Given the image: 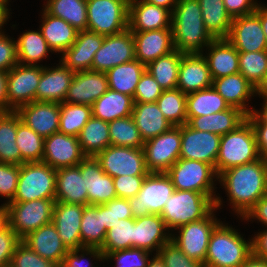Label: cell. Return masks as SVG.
I'll return each mask as SVG.
<instances>
[{
  "mask_svg": "<svg viewBox=\"0 0 267 267\" xmlns=\"http://www.w3.org/2000/svg\"><path fill=\"white\" fill-rule=\"evenodd\" d=\"M215 179H219L234 212L242 218L261 197L267 195V164L262 156L253 162L226 169Z\"/></svg>",
  "mask_w": 267,
  "mask_h": 267,
  "instance_id": "6da1fadb",
  "label": "cell"
},
{
  "mask_svg": "<svg viewBox=\"0 0 267 267\" xmlns=\"http://www.w3.org/2000/svg\"><path fill=\"white\" fill-rule=\"evenodd\" d=\"M175 50L184 54L202 53L215 38L203 23L198 0H178L172 11Z\"/></svg>",
  "mask_w": 267,
  "mask_h": 267,
  "instance_id": "7a4b0ae2",
  "label": "cell"
},
{
  "mask_svg": "<svg viewBox=\"0 0 267 267\" xmlns=\"http://www.w3.org/2000/svg\"><path fill=\"white\" fill-rule=\"evenodd\" d=\"M252 254V240L246 242L237 230L220 222L212 231L204 267H240Z\"/></svg>",
  "mask_w": 267,
  "mask_h": 267,
  "instance_id": "3957f363",
  "label": "cell"
},
{
  "mask_svg": "<svg viewBox=\"0 0 267 267\" xmlns=\"http://www.w3.org/2000/svg\"><path fill=\"white\" fill-rule=\"evenodd\" d=\"M216 198L196 191L174 190L160 216L169 230H176L205 218L215 208Z\"/></svg>",
  "mask_w": 267,
  "mask_h": 267,
  "instance_id": "277c9868",
  "label": "cell"
},
{
  "mask_svg": "<svg viewBox=\"0 0 267 267\" xmlns=\"http://www.w3.org/2000/svg\"><path fill=\"white\" fill-rule=\"evenodd\" d=\"M260 157L253 126L246 120L236 130L221 136L214 169L219 175L226 169L253 162Z\"/></svg>",
  "mask_w": 267,
  "mask_h": 267,
  "instance_id": "5b68a950",
  "label": "cell"
},
{
  "mask_svg": "<svg viewBox=\"0 0 267 267\" xmlns=\"http://www.w3.org/2000/svg\"><path fill=\"white\" fill-rule=\"evenodd\" d=\"M171 179L175 190H189L203 193L206 196H216L215 208L222 205L221 198L214 195V177L218 175L211 164L189 160L178 159L166 172Z\"/></svg>",
  "mask_w": 267,
  "mask_h": 267,
  "instance_id": "8992f818",
  "label": "cell"
},
{
  "mask_svg": "<svg viewBox=\"0 0 267 267\" xmlns=\"http://www.w3.org/2000/svg\"><path fill=\"white\" fill-rule=\"evenodd\" d=\"M56 170L44 162L20 165L17 190L11 202L37 199L55 200Z\"/></svg>",
  "mask_w": 267,
  "mask_h": 267,
  "instance_id": "52a82bcc",
  "label": "cell"
},
{
  "mask_svg": "<svg viewBox=\"0 0 267 267\" xmlns=\"http://www.w3.org/2000/svg\"><path fill=\"white\" fill-rule=\"evenodd\" d=\"M55 200L37 199L5 205L6 223L22 240L29 233L52 222Z\"/></svg>",
  "mask_w": 267,
  "mask_h": 267,
  "instance_id": "ba28073f",
  "label": "cell"
},
{
  "mask_svg": "<svg viewBox=\"0 0 267 267\" xmlns=\"http://www.w3.org/2000/svg\"><path fill=\"white\" fill-rule=\"evenodd\" d=\"M130 0H87V30L110 36L128 29Z\"/></svg>",
  "mask_w": 267,
  "mask_h": 267,
  "instance_id": "9c48e42d",
  "label": "cell"
},
{
  "mask_svg": "<svg viewBox=\"0 0 267 267\" xmlns=\"http://www.w3.org/2000/svg\"><path fill=\"white\" fill-rule=\"evenodd\" d=\"M174 190L166 172H149L137 195L128 199L133 218L150 214L161 215L166 201Z\"/></svg>",
  "mask_w": 267,
  "mask_h": 267,
  "instance_id": "30bf717a",
  "label": "cell"
},
{
  "mask_svg": "<svg viewBox=\"0 0 267 267\" xmlns=\"http://www.w3.org/2000/svg\"><path fill=\"white\" fill-rule=\"evenodd\" d=\"M95 158L101 169L113 178L122 175L146 176L149 173L143 148L109 145Z\"/></svg>",
  "mask_w": 267,
  "mask_h": 267,
  "instance_id": "8fae6325",
  "label": "cell"
},
{
  "mask_svg": "<svg viewBox=\"0 0 267 267\" xmlns=\"http://www.w3.org/2000/svg\"><path fill=\"white\" fill-rule=\"evenodd\" d=\"M214 210L217 209L214 208L205 218L177 228L179 235L171 237L185 255L201 264L205 262L211 233L220 223L214 218Z\"/></svg>",
  "mask_w": 267,
  "mask_h": 267,
  "instance_id": "7c38bea8",
  "label": "cell"
},
{
  "mask_svg": "<svg viewBox=\"0 0 267 267\" xmlns=\"http://www.w3.org/2000/svg\"><path fill=\"white\" fill-rule=\"evenodd\" d=\"M145 164L149 172H167L180 158L181 126H173L144 142Z\"/></svg>",
  "mask_w": 267,
  "mask_h": 267,
  "instance_id": "4fadbf2b",
  "label": "cell"
},
{
  "mask_svg": "<svg viewBox=\"0 0 267 267\" xmlns=\"http://www.w3.org/2000/svg\"><path fill=\"white\" fill-rule=\"evenodd\" d=\"M42 73L40 65L17 64L7 72V111L35 101Z\"/></svg>",
  "mask_w": 267,
  "mask_h": 267,
  "instance_id": "5bb4252c",
  "label": "cell"
},
{
  "mask_svg": "<svg viewBox=\"0 0 267 267\" xmlns=\"http://www.w3.org/2000/svg\"><path fill=\"white\" fill-rule=\"evenodd\" d=\"M134 59L135 41L132 32L127 29L120 34L104 36V42L93 58L92 70L107 72Z\"/></svg>",
  "mask_w": 267,
  "mask_h": 267,
  "instance_id": "9a60e30c",
  "label": "cell"
},
{
  "mask_svg": "<svg viewBox=\"0 0 267 267\" xmlns=\"http://www.w3.org/2000/svg\"><path fill=\"white\" fill-rule=\"evenodd\" d=\"M221 136L208 131H198L187 124L181 125L180 159L196 160L215 168Z\"/></svg>",
  "mask_w": 267,
  "mask_h": 267,
  "instance_id": "2e32d148",
  "label": "cell"
},
{
  "mask_svg": "<svg viewBox=\"0 0 267 267\" xmlns=\"http://www.w3.org/2000/svg\"><path fill=\"white\" fill-rule=\"evenodd\" d=\"M226 39L238 52L267 50V41L259 18V6L251 14L233 18Z\"/></svg>",
  "mask_w": 267,
  "mask_h": 267,
  "instance_id": "e0dca14e",
  "label": "cell"
},
{
  "mask_svg": "<svg viewBox=\"0 0 267 267\" xmlns=\"http://www.w3.org/2000/svg\"><path fill=\"white\" fill-rule=\"evenodd\" d=\"M85 157L76 136L57 132L44 138L42 162L55 170L77 166Z\"/></svg>",
  "mask_w": 267,
  "mask_h": 267,
  "instance_id": "ac0fdd59",
  "label": "cell"
},
{
  "mask_svg": "<svg viewBox=\"0 0 267 267\" xmlns=\"http://www.w3.org/2000/svg\"><path fill=\"white\" fill-rule=\"evenodd\" d=\"M78 166L87 188L88 205H102L117 197L113 177L101 169L95 157H85Z\"/></svg>",
  "mask_w": 267,
  "mask_h": 267,
  "instance_id": "d6986e66",
  "label": "cell"
},
{
  "mask_svg": "<svg viewBox=\"0 0 267 267\" xmlns=\"http://www.w3.org/2000/svg\"><path fill=\"white\" fill-rule=\"evenodd\" d=\"M16 112L21 122L43 138L59 131L60 103L33 101Z\"/></svg>",
  "mask_w": 267,
  "mask_h": 267,
  "instance_id": "ffe728a7",
  "label": "cell"
},
{
  "mask_svg": "<svg viewBox=\"0 0 267 267\" xmlns=\"http://www.w3.org/2000/svg\"><path fill=\"white\" fill-rule=\"evenodd\" d=\"M172 28V12L143 0H130L128 29L131 32Z\"/></svg>",
  "mask_w": 267,
  "mask_h": 267,
  "instance_id": "44dd1931",
  "label": "cell"
},
{
  "mask_svg": "<svg viewBox=\"0 0 267 267\" xmlns=\"http://www.w3.org/2000/svg\"><path fill=\"white\" fill-rule=\"evenodd\" d=\"M108 89L106 72L93 70L76 72L72 77L64 102L91 106Z\"/></svg>",
  "mask_w": 267,
  "mask_h": 267,
  "instance_id": "7402d4cb",
  "label": "cell"
},
{
  "mask_svg": "<svg viewBox=\"0 0 267 267\" xmlns=\"http://www.w3.org/2000/svg\"><path fill=\"white\" fill-rule=\"evenodd\" d=\"M213 79L203 53L183 54L180 62L177 89L185 94L212 87Z\"/></svg>",
  "mask_w": 267,
  "mask_h": 267,
  "instance_id": "603a6c76",
  "label": "cell"
},
{
  "mask_svg": "<svg viewBox=\"0 0 267 267\" xmlns=\"http://www.w3.org/2000/svg\"><path fill=\"white\" fill-rule=\"evenodd\" d=\"M103 42V35L89 30L78 31L75 42L62 53L60 61L74 73L92 70L93 58Z\"/></svg>",
  "mask_w": 267,
  "mask_h": 267,
  "instance_id": "cb8c5ba5",
  "label": "cell"
},
{
  "mask_svg": "<svg viewBox=\"0 0 267 267\" xmlns=\"http://www.w3.org/2000/svg\"><path fill=\"white\" fill-rule=\"evenodd\" d=\"M169 231L160 215L150 214L134 218L133 248L144 249L156 254L162 246L171 240ZM156 249V250H155Z\"/></svg>",
  "mask_w": 267,
  "mask_h": 267,
  "instance_id": "d4e9b609",
  "label": "cell"
},
{
  "mask_svg": "<svg viewBox=\"0 0 267 267\" xmlns=\"http://www.w3.org/2000/svg\"><path fill=\"white\" fill-rule=\"evenodd\" d=\"M132 34L135 41V59L144 65L175 50L172 28Z\"/></svg>",
  "mask_w": 267,
  "mask_h": 267,
  "instance_id": "484cf974",
  "label": "cell"
},
{
  "mask_svg": "<svg viewBox=\"0 0 267 267\" xmlns=\"http://www.w3.org/2000/svg\"><path fill=\"white\" fill-rule=\"evenodd\" d=\"M84 206L55 201L52 223L68 250L82 248L80 224Z\"/></svg>",
  "mask_w": 267,
  "mask_h": 267,
  "instance_id": "4316f807",
  "label": "cell"
},
{
  "mask_svg": "<svg viewBox=\"0 0 267 267\" xmlns=\"http://www.w3.org/2000/svg\"><path fill=\"white\" fill-rule=\"evenodd\" d=\"M56 68L42 66L35 101L63 103L74 76V72L61 61Z\"/></svg>",
  "mask_w": 267,
  "mask_h": 267,
  "instance_id": "83f0119b",
  "label": "cell"
},
{
  "mask_svg": "<svg viewBox=\"0 0 267 267\" xmlns=\"http://www.w3.org/2000/svg\"><path fill=\"white\" fill-rule=\"evenodd\" d=\"M21 241L41 257L55 261L60 266L69 251L52 222L29 233Z\"/></svg>",
  "mask_w": 267,
  "mask_h": 267,
  "instance_id": "f1b7e54d",
  "label": "cell"
},
{
  "mask_svg": "<svg viewBox=\"0 0 267 267\" xmlns=\"http://www.w3.org/2000/svg\"><path fill=\"white\" fill-rule=\"evenodd\" d=\"M212 86L224 98L229 107L238 108L247 116L255 110V108L248 109V104H246L255 94V87L240 72L213 79Z\"/></svg>",
  "mask_w": 267,
  "mask_h": 267,
  "instance_id": "f546056e",
  "label": "cell"
},
{
  "mask_svg": "<svg viewBox=\"0 0 267 267\" xmlns=\"http://www.w3.org/2000/svg\"><path fill=\"white\" fill-rule=\"evenodd\" d=\"M55 201L88 205L87 188L79 166L56 170Z\"/></svg>",
  "mask_w": 267,
  "mask_h": 267,
  "instance_id": "4dcf8cb0",
  "label": "cell"
},
{
  "mask_svg": "<svg viewBox=\"0 0 267 267\" xmlns=\"http://www.w3.org/2000/svg\"><path fill=\"white\" fill-rule=\"evenodd\" d=\"M207 49L210 52L203 56L212 79L239 73V52L226 38L214 39Z\"/></svg>",
  "mask_w": 267,
  "mask_h": 267,
  "instance_id": "1f68e13d",
  "label": "cell"
},
{
  "mask_svg": "<svg viewBox=\"0 0 267 267\" xmlns=\"http://www.w3.org/2000/svg\"><path fill=\"white\" fill-rule=\"evenodd\" d=\"M247 120V115L238 108L229 107L214 114L187 117V125L198 131H208L220 136L236 130Z\"/></svg>",
  "mask_w": 267,
  "mask_h": 267,
  "instance_id": "d6a6232c",
  "label": "cell"
},
{
  "mask_svg": "<svg viewBox=\"0 0 267 267\" xmlns=\"http://www.w3.org/2000/svg\"><path fill=\"white\" fill-rule=\"evenodd\" d=\"M131 116L144 142L173 127L164 117L156 102L134 103Z\"/></svg>",
  "mask_w": 267,
  "mask_h": 267,
  "instance_id": "836d02e7",
  "label": "cell"
},
{
  "mask_svg": "<svg viewBox=\"0 0 267 267\" xmlns=\"http://www.w3.org/2000/svg\"><path fill=\"white\" fill-rule=\"evenodd\" d=\"M41 32L53 52L63 53L75 42L78 31L61 18L52 16L45 9L42 14Z\"/></svg>",
  "mask_w": 267,
  "mask_h": 267,
  "instance_id": "e575fe53",
  "label": "cell"
},
{
  "mask_svg": "<svg viewBox=\"0 0 267 267\" xmlns=\"http://www.w3.org/2000/svg\"><path fill=\"white\" fill-rule=\"evenodd\" d=\"M133 98L129 95L108 89L92 105V115L105 122L132 115Z\"/></svg>",
  "mask_w": 267,
  "mask_h": 267,
  "instance_id": "d590c367",
  "label": "cell"
},
{
  "mask_svg": "<svg viewBox=\"0 0 267 267\" xmlns=\"http://www.w3.org/2000/svg\"><path fill=\"white\" fill-rule=\"evenodd\" d=\"M145 70L146 65L136 59L117 65L106 72L108 87L133 98L137 84Z\"/></svg>",
  "mask_w": 267,
  "mask_h": 267,
  "instance_id": "8d00e7d4",
  "label": "cell"
},
{
  "mask_svg": "<svg viewBox=\"0 0 267 267\" xmlns=\"http://www.w3.org/2000/svg\"><path fill=\"white\" fill-rule=\"evenodd\" d=\"M107 230L103 220L102 205H85L80 224L82 247H98L104 244Z\"/></svg>",
  "mask_w": 267,
  "mask_h": 267,
  "instance_id": "74e56055",
  "label": "cell"
},
{
  "mask_svg": "<svg viewBox=\"0 0 267 267\" xmlns=\"http://www.w3.org/2000/svg\"><path fill=\"white\" fill-rule=\"evenodd\" d=\"M17 112H0V163L21 165V152L16 144Z\"/></svg>",
  "mask_w": 267,
  "mask_h": 267,
  "instance_id": "f35d334b",
  "label": "cell"
},
{
  "mask_svg": "<svg viewBox=\"0 0 267 267\" xmlns=\"http://www.w3.org/2000/svg\"><path fill=\"white\" fill-rule=\"evenodd\" d=\"M78 140L86 157H95L111 145L108 122L92 116L82 128Z\"/></svg>",
  "mask_w": 267,
  "mask_h": 267,
  "instance_id": "ab89813d",
  "label": "cell"
},
{
  "mask_svg": "<svg viewBox=\"0 0 267 267\" xmlns=\"http://www.w3.org/2000/svg\"><path fill=\"white\" fill-rule=\"evenodd\" d=\"M201 7L203 23L215 38H227L232 18L227 13L223 0H198Z\"/></svg>",
  "mask_w": 267,
  "mask_h": 267,
  "instance_id": "60d3db41",
  "label": "cell"
},
{
  "mask_svg": "<svg viewBox=\"0 0 267 267\" xmlns=\"http://www.w3.org/2000/svg\"><path fill=\"white\" fill-rule=\"evenodd\" d=\"M44 9L77 31L87 30V0H47Z\"/></svg>",
  "mask_w": 267,
  "mask_h": 267,
  "instance_id": "b9f144b4",
  "label": "cell"
},
{
  "mask_svg": "<svg viewBox=\"0 0 267 267\" xmlns=\"http://www.w3.org/2000/svg\"><path fill=\"white\" fill-rule=\"evenodd\" d=\"M228 108L229 105L213 86L186 96L187 117L214 114Z\"/></svg>",
  "mask_w": 267,
  "mask_h": 267,
  "instance_id": "7bdbcfd3",
  "label": "cell"
},
{
  "mask_svg": "<svg viewBox=\"0 0 267 267\" xmlns=\"http://www.w3.org/2000/svg\"><path fill=\"white\" fill-rule=\"evenodd\" d=\"M183 54L178 50H174L148 63L146 71L154 77L164 90L177 89L179 67Z\"/></svg>",
  "mask_w": 267,
  "mask_h": 267,
  "instance_id": "ee69618b",
  "label": "cell"
},
{
  "mask_svg": "<svg viewBox=\"0 0 267 267\" xmlns=\"http://www.w3.org/2000/svg\"><path fill=\"white\" fill-rule=\"evenodd\" d=\"M16 42L19 64L37 65L38 61L47 58L48 52H52L41 30L23 32Z\"/></svg>",
  "mask_w": 267,
  "mask_h": 267,
  "instance_id": "f6af8a7d",
  "label": "cell"
},
{
  "mask_svg": "<svg viewBox=\"0 0 267 267\" xmlns=\"http://www.w3.org/2000/svg\"><path fill=\"white\" fill-rule=\"evenodd\" d=\"M92 116L90 105L68 102L60 103L58 132L78 137L82 128Z\"/></svg>",
  "mask_w": 267,
  "mask_h": 267,
  "instance_id": "bcb514c9",
  "label": "cell"
},
{
  "mask_svg": "<svg viewBox=\"0 0 267 267\" xmlns=\"http://www.w3.org/2000/svg\"><path fill=\"white\" fill-rule=\"evenodd\" d=\"M16 144L21 152V165L27 162H42L44 138L21 122L18 113Z\"/></svg>",
  "mask_w": 267,
  "mask_h": 267,
  "instance_id": "7dc6e473",
  "label": "cell"
},
{
  "mask_svg": "<svg viewBox=\"0 0 267 267\" xmlns=\"http://www.w3.org/2000/svg\"><path fill=\"white\" fill-rule=\"evenodd\" d=\"M108 126L112 146L143 148L144 140L132 116L115 119Z\"/></svg>",
  "mask_w": 267,
  "mask_h": 267,
  "instance_id": "c3c4849f",
  "label": "cell"
},
{
  "mask_svg": "<svg viewBox=\"0 0 267 267\" xmlns=\"http://www.w3.org/2000/svg\"><path fill=\"white\" fill-rule=\"evenodd\" d=\"M186 96L179 89L164 90L156 101L164 117L173 126L187 123Z\"/></svg>",
  "mask_w": 267,
  "mask_h": 267,
  "instance_id": "681fc988",
  "label": "cell"
},
{
  "mask_svg": "<svg viewBox=\"0 0 267 267\" xmlns=\"http://www.w3.org/2000/svg\"><path fill=\"white\" fill-rule=\"evenodd\" d=\"M134 218L119 219L113 227L107 231L104 244L100 248L103 256L110 252L133 248Z\"/></svg>",
  "mask_w": 267,
  "mask_h": 267,
  "instance_id": "f907efd6",
  "label": "cell"
},
{
  "mask_svg": "<svg viewBox=\"0 0 267 267\" xmlns=\"http://www.w3.org/2000/svg\"><path fill=\"white\" fill-rule=\"evenodd\" d=\"M239 72L256 88L267 73V50L239 52Z\"/></svg>",
  "mask_w": 267,
  "mask_h": 267,
  "instance_id": "816d5d0a",
  "label": "cell"
},
{
  "mask_svg": "<svg viewBox=\"0 0 267 267\" xmlns=\"http://www.w3.org/2000/svg\"><path fill=\"white\" fill-rule=\"evenodd\" d=\"M10 265L12 267H60V265L41 257L22 241L16 246Z\"/></svg>",
  "mask_w": 267,
  "mask_h": 267,
  "instance_id": "f5cc1de1",
  "label": "cell"
},
{
  "mask_svg": "<svg viewBox=\"0 0 267 267\" xmlns=\"http://www.w3.org/2000/svg\"><path fill=\"white\" fill-rule=\"evenodd\" d=\"M150 253L144 249L130 248L110 252L104 255V260H114L116 267H147Z\"/></svg>",
  "mask_w": 267,
  "mask_h": 267,
  "instance_id": "db71d44e",
  "label": "cell"
},
{
  "mask_svg": "<svg viewBox=\"0 0 267 267\" xmlns=\"http://www.w3.org/2000/svg\"><path fill=\"white\" fill-rule=\"evenodd\" d=\"M133 218L128 199L116 197L103 204V220L106 230H110L119 219Z\"/></svg>",
  "mask_w": 267,
  "mask_h": 267,
  "instance_id": "11a10c76",
  "label": "cell"
},
{
  "mask_svg": "<svg viewBox=\"0 0 267 267\" xmlns=\"http://www.w3.org/2000/svg\"><path fill=\"white\" fill-rule=\"evenodd\" d=\"M157 254L166 267H204L203 264L185 255L172 240L165 243Z\"/></svg>",
  "mask_w": 267,
  "mask_h": 267,
  "instance_id": "9f6ffc18",
  "label": "cell"
},
{
  "mask_svg": "<svg viewBox=\"0 0 267 267\" xmlns=\"http://www.w3.org/2000/svg\"><path fill=\"white\" fill-rule=\"evenodd\" d=\"M164 89L154 79V77L145 70L140 81L137 84L133 102L134 103H153L161 96Z\"/></svg>",
  "mask_w": 267,
  "mask_h": 267,
  "instance_id": "6f0895ef",
  "label": "cell"
},
{
  "mask_svg": "<svg viewBox=\"0 0 267 267\" xmlns=\"http://www.w3.org/2000/svg\"><path fill=\"white\" fill-rule=\"evenodd\" d=\"M19 174L20 166L0 163V195L8 199V202L3 204L4 206L15 196Z\"/></svg>",
  "mask_w": 267,
  "mask_h": 267,
  "instance_id": "680465c9",
  "label": "cell"
},
{
  "mask_svg": "<svg viewBox=\"0 0 267 267\" xmlns=\"http://www.w3.org/2000/svg\"><path fill=\"white\" fill-rule=\"evenodd\" d=\"M20 242L21 239L7 223L0 227V267L10 265L15 248Z\"/></svg>",
  "mask_w": 267,
  "mask_h": 267,
  "instance_id": "91938a15",
  "label": "cell"
},
{
  "mask_svg": "<svg viewBox=\"0 0 267 267\" xmlns=\"http://www.w3.org/2000/svg\"><path fill=\"white\" fill-rule=\"evenodd\" d=\"M80 252H82V253L79 254ZM88 254L96 260L97 259L99 261L104 260V256H103L100 248H98V247H82V248H78V249L69 250L67 252V254L65 255L64 260H63L60 267H95V266H93V264L84 260L86 258L85 255L88 256ZM83 265H85V266H83Z\"/></svg>",
  "mask_w": 267,
  "mask_h": 267,
  "instance_id": "94428289",
  "label": "cell"
},
{
  "mask_svg": "<svg viewBox=\"0 0 267 267\" xmlns=\"http://www.w3.org/2000/svg\"><path fill=\"white\" fill-rule=\"evenodd\" d=\"M247 120L253 126L257 148L262 156L267 151V111L263 108L260 111L254 110L247 116Z\"/></svg>",
  "mask_w": 267,
  "mask_h": 267,
  "instance_id": "6125c7cd",
  "label": "cell"
},
{
  "mask_svg": "<svg viewBox=\"0 0 267 267\" xmlns=\"http://www.w3.org/2000/svg\"><path fill=\"white\" fill-rule=\"evenodd\" d=\"M146 176L122 175L114 177L116 195L119 198L130 199L137 195Z\"/></svg>",
  "mask_w": 267,
  "mask_h": 267,
  "instance_id": "be15d7a7",
  "label": "cell"
},
{
  "mask_svg": "<svg viewBox=\"0 0 267 267\" xmlns=\"http://www.w3.org/2000/svg\"><path fill=\"white\" fill-rule=\"evenodd\" d=\"M17 64V42L0 33V70L8 72Z\"/></svg>",
  "mask_w": 267,
  "mask_h": 267,
  "instance_id": "e7e4bbea",
  "label": "cell"
},
{
  "mask_svg": "<svg viewBox=\"0 0 267 267\" xmlns=\"http://www.w3.org/2000/svg\"><path fill=\"white\" fill-rule=\"evenodd\" d=\"M223 3L232 19L251 14L260 5L254 0H223Z\"/></svg>",
  "mask_w": 267,
  "mask_h": 267,
  "instance_id": "03108f58",
  "label": "cell"
},
{
  "mask_svg": "<svg viewBox=\"0 0 267 267\" xmlns=\"http://www.w3.org/2000/svg\"><path fill=\"white\" fill-rule=\"evenodd\" d=\"M250 218L259 220L267 227V195L261 197L242 219L247 221Z\"/></svg>",
  "mask_w": 267,
  "mask_h": 267,
  "instance_id": "003e7915",
  "label": "cell"
},
{
  "mask_svg": "<svg viewBox=\"0 0 267 267\" xmlns=\"http://www.w3.org/2000/svg\"><path fill=\"white\" fill-rule=\"evenodd\" d=\"M251 240L252 253L258 257L267 259V229L259 232Z\"/></svg>",
  "mask_w": 267,
  "mask_h": 267,
  "instance_id": "a7ac6f4b",
  "label": "cell"
},
{
  "mask_svg": "<svg viewBox=\"0 0 267 267\" xmlns=\"http://www.w3.org/2000/svg\"><path fill=\"white\" fill-rule=\"evenodd\" d=\"M7 72L0 70V112H7Z\"/></svg>",
  "mask_w": 267,
  "mask_h": 267,
  "instance_id": "89a4df30",
  "label": "cell"
},
{
  "mask_svg": "<svg viewBox=\"0 0 267 267\" xmlns=\"http://www.w3.org/2000/svg\"><path fill=\"white\" fill-rule=\"evenodd\" d=\"M240 267H267V259L252 253Z\"/></svg>",
  "mask_w": 267,
  "mask_h": 267,
  "instance_id": "2644e50d",
  "label": "cell"
},
{
  "mask_svg": "<svg viewBox=\"0 0 267 267\" xmlns=\"http://www.w3.org/2000/svg\"><path fill=\"white\" fill-rule=\"evenodd\" d=\"M143 1L150 3V4H154L156 6L163 7L172 12L178 0H143Z\"/></svg>",
  "mask_w": 267,
  "mask_h": 267,
  "instance_id": "8c879c8a",
  "label": "cell"
},
{
  "mask_svg": "<svg viewBox=\"0 0 267 267\" xmlns=\"http://www.w3.org/2000/svg\"><path fill=\"white\" fill-rule=\"evenodd\" d=\"M258 94L259 97L264 99V102H267V73L264 75L261 82L258 84V86L255 88V95Z\"/></svg>",
  "mask_w": 267,
  "mask_h": 267,
  "instance_id": "753ad0ef",
  "label": "cell"
},
{
  "mask_svg": "<svg viewBox=\"0 0 267 267\" xmlns=\"http://www.w3.org/2000/svg\"><path fill=\"white\" fill-rule=\"evenodd\" d=\"M259 18L267 41V6L259 5Z\"/></svg>",
  "mask_w": 267,
  "mask_h": 267,
  "instance_id": "34e18365",
  "label": "cell"
},
{
  "mask_svg": "<svg viewBox=\"0 0 267 267\" xmlns=\"http://www.w3.org/2000/svg\"><path fill=\"white\" fill-rule=\"evenodd\" d=\"M10 10L7 8V4L0 0V33H2V26L8 20Z\"/></svg>",
  "mask_w": 267,
  "mask_h": 267,
  "instance_id": "11e5206c",
  "label": "cell"
},
{
  "mask_svg": "<svg viewBox=\"0 0 267 267\" xmlns=\"http://www.w3.org/2000/svg\"><path fill=\"white\" fill-rule=\"evenodd\" d=\"M147 267H166L164 265L163 260L161 259V257L156 254L155 256L153 255V258H151V260H149Z\"/></svg>",
  "mask_w": 267,
  "mask_h": 267,
  "instance_id": "2a66077c",
  "label": "cell"
},
{
  "mask_svg": "<svg viewBox=\"0 0 267 267\" xmlns=\"http://www.w3.org/2000/svg\"><path fill=\"white\" fill-rule=\"evenodd\" d=\"M6 223V209L5 206H0V227Z\"/></svg>",
  "mask_w": 267,
  "mask_h": 267,
  "instance_id": "b9fcfbb0",
  "label": "cell"
},
{
  "mask_svg": "<svg viewBox=\"0 0 267 267\" xmlns=\"http://www.w3.org/2000/svg\"><path fill=\"white\" fill-rule=\"evenodd\" d=\"M264 162L267 164V151L262 155Z\"/></svg>",
  "mask_w": 267,
  "mask_h": 267,
  "instance_id": "09005b40",
  "label": "cell"
},
{
  "mask_svg": "<svg viewBox=\"0 0 267 267\" xmlns=\"http://www.w3.org/2000/svg\"><path fill=\"white\" fill-rule=\"evenodd\" d=\"M263 109L267 111V102L266 103H263L262 105Z\"/></svg>",
  "mask_w": 267,
  "mask_h": 267,
  "instance_id": "979ff035",
  "label": "cell"
},
{
  "mask_svg": "<svg viewBox=\"0 0 267 267\" xmlns=\"http://www.w3.org/2000/svg\"><path fill=\"white\" fill-rule=\"evenodd\" d=\"M1 1L8 5L9 0H1Z\"/></svg>",
  "mask_w": 267,
  "mask_h": 267,
  "instance_id": "deb4b68c",
  "label": "cell"
}]
</instances>
